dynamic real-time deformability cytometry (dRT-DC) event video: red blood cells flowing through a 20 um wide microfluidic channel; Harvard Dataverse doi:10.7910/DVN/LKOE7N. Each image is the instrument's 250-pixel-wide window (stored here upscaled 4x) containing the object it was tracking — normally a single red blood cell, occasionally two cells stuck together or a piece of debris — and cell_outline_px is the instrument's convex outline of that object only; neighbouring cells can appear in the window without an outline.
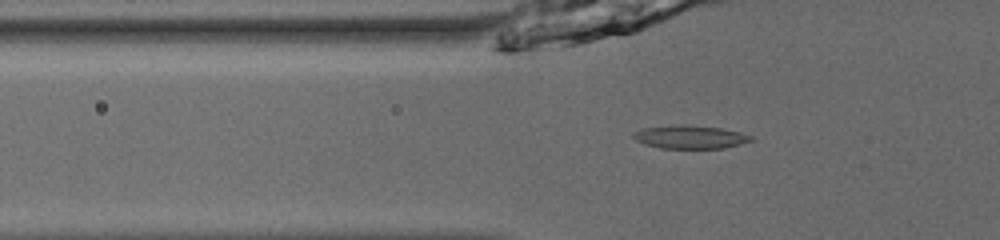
{"species": "common noctule bat (a hibernating species)", "species_latin": "Nyctalus noctula", "temperature_condition": "room temperature", "stored_images_in_passage": 48, "camera_frame_rate_fps": 3000, "um_per_image_px": 0.085, "animal": {"sex": "male", "body_mass_g": 13.0, "forearm_length_mm": 53.1}, "frame": {"image": 1, "passage_image": 14, "time_ms": 4.333, "image_size_px": [1000, 240], "cell_outline_px": [[756, 140], [724, 148], [660, 148], [644, 144], [636, 140], [632, 136], [632, 132], [640, 128], [676, 124], [684, 124], [720, 128], [740, 132], [752, 136]], "centroid_in_image_um": [58.63, 11.63], "position_along_channel_um": 67.2, "area_um2": 16.18}}
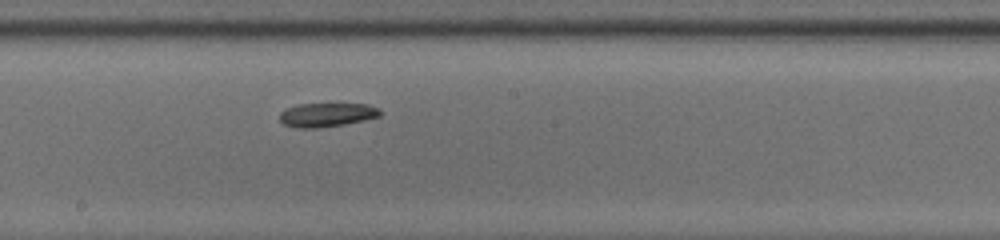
{"frame": {"image": 2, "passage_image": 26, "time_ms": 8.333, "image_size_px": [1000, 240], "cell_outline_px": [[384, 112], [380, 116], [364, 120], [344, 124], [316, 128], [296, 128], [284, 124], [280, 120], [280, 112], [296, 104], [368, 104]], "centroid_in_image_um": [27.78, 9.76], "position_along_channel_um": 220.4, "area_um2": 13.93}}
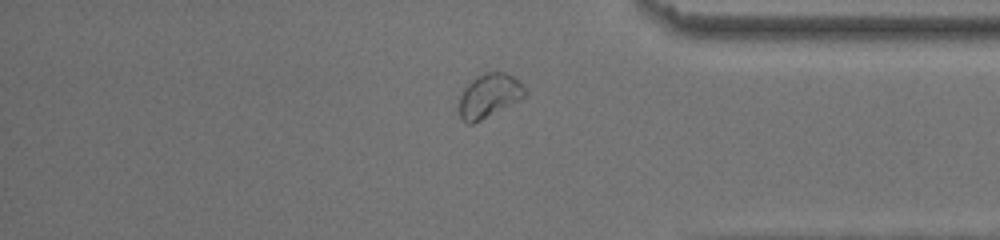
{"frame": {"image": 3, "passage_image": 40, "time_ms": 13.0, "image_size_px": [1000, 240], "cell_outline_px": [[528, 92], [520, 100], [472, 124], [468, 124], [460, 116], [460, 92], [476, 76], [484, 72], [504, 72], [512, 76], [528, 88]], "centroid_in_image_um": [41.6, 8.11], "position_along_channel_um": 393.6, "area_um2": 16.76}, "authors_computed_cell_mechanics": {"area_um2": 15.317, "velocity_mm_per_s": 3.8928, "shape_relaxation_time_tau1_ms": 6.1931, "shape_relaxation_time_tau2_ms": 3.5783, "deformation_change_tau1": 0.1453, "deformation_change_tau2": 0.0412}}